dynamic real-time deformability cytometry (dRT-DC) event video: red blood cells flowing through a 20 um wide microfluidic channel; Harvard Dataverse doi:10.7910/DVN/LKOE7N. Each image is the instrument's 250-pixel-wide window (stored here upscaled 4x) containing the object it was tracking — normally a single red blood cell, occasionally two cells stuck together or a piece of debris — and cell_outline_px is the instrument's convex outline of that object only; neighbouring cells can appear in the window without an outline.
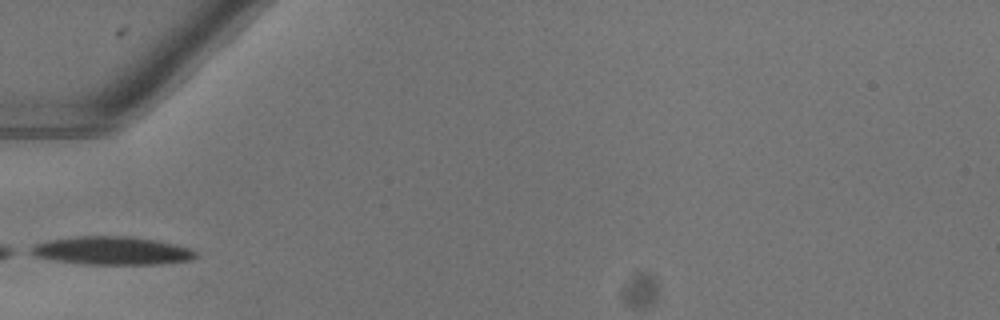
{"species": "common noctule bat (a hibernating species)", "species_latin": "Nyctalus noctula", "temperature_condition": "warm", "stored_images_in_passage": 12, "camera_frame_rate_fps": 3000, "um_per_image_px": 0.085, "animal": {"sex": "female"}, "frame": {"image": 1, "passage_image": 1, "time_ms": 0.0, "image_size_px": [1000, 320], "cell_outline_px": [[196, 256], [188, 260], [164, 264], [84, 264], [56, 260], [36, 256], [28, 252], [28, 248], [36, 244], [48, 240], [76, 236], [124, 236], [156, 240], [176, 244], [192, 248], [196, 252]], "centroid_in_image_um": [9.51, 21.3], "position_along_channel_um": 75.5, "area_um2": 27.05}}